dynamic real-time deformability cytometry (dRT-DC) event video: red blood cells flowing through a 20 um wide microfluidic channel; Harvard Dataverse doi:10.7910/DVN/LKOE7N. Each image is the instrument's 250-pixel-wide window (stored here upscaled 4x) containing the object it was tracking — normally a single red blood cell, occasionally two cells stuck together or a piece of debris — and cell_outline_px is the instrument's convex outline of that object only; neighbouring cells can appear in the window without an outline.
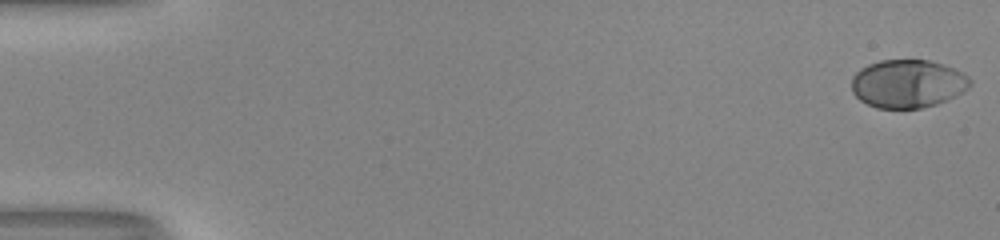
{"species": "human", "species_latin": "Homo sapiens", "temperature_condition": "room temperature", "stored_images_in_passage": 53, "camera_frame_rate_fps": 3000, "um_per_image_px": 0.085, "donor": {"sex": "male"}, "frame": {"image": 1, "passage_image": 1, "time_ms": 0.0, "image_size_px": [1000, 240], "cell_outline_px": [[972, 84], [964, 92], [936, 104], [920, 108], [876, 108], [860, 100], [852, 92], [852, 76], [860, 68], [868, 64], [880, 60], [928, 60], [964, 72], [972, 80]], "centroid_in_image_um": [77.16, 7.11], "position_along_channel_um": 7.8, "area_um2": 33.35}}
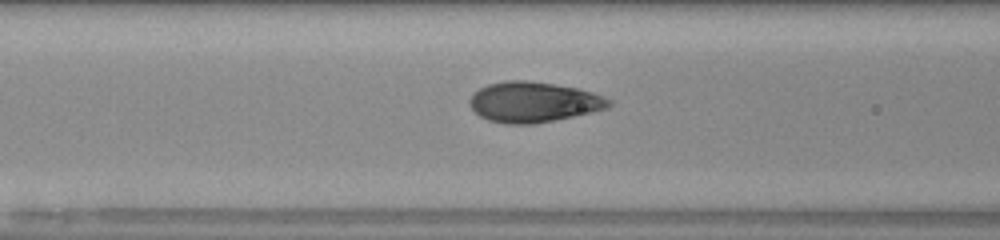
{"frame": {"image": 2, "passage_image": 23, "time_ms": 7.333, "image_size_px": [1000, 240], "cell_outline_px": [[612, 104], [608, 108], [592, 112], [536, 124], [504, 124], [488, 120], [480, 116], [468, 104], [468, 100], [472, 92], [488, 84], [508, 80], [528, 80], [576, 88], [592, 92], [612, 100]], "centroid_in_image_um": [45.32, 8.68], "position_along_channel_um": 121.3, "area_um2": 32.89}}
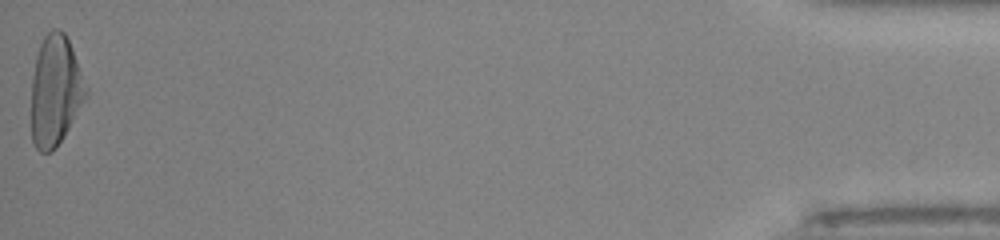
{"frame": {"image": 3, "passage_image": 53, "time_ms": 17.333, "image_size_px": [1000, 240], "cell_outline_px": [[88, 96], [64, 136], [48, 152], [40, 152], [36, 148], [32, 140], [32, 76], [36, 56], [40, 44], [44, 36], [52, 28], [60, 28], [64, 32], [72, 48], [88, 88]], "centroid_in_image_um": [4.72, 7.67], "position_along_channel_um": 430.5, "area_um2": 35.03}, "authors_computed_cell_mechanics": {"area_um2": 33.3506, "velocity_mm_per_s": 4.0671, "shape_relaxation_time_tau1_ms": 3.485, "shape_relaxation_time_tau2_ms": null, "deformation_change_tau1": 0.2034, "deformation_change_tau2": null}}